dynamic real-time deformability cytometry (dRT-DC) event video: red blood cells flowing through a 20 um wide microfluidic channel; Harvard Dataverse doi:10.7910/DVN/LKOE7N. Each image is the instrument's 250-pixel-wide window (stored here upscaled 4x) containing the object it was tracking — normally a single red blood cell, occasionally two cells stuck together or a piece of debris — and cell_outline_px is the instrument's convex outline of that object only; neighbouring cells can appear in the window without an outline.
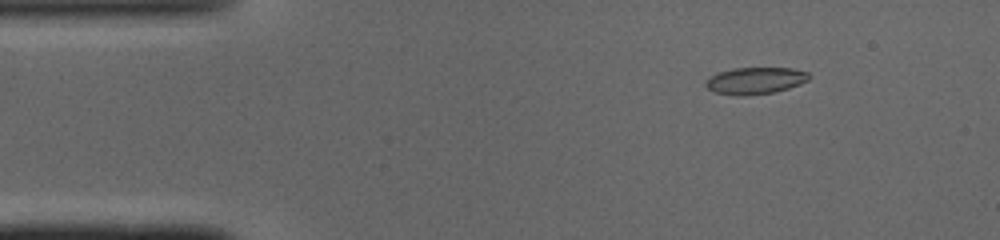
{"species": "common noctule bat (a hibernating species)", "species_latin": "Nyctalus noctula", "temperature_condition": "cold", "stored_images_in_passage": 43, "camera_frame_rate_fps": 3000, "um_per_image_px": 0.085, "animal": {"sex": "male", "body_mass_g": 19.0, "forearm_length_mm": 50.8}, "frame": {"image": 1, "passage_image": 1, "time_ms": 0.0, "image_size_px": [1000, 240], "cell_outline_px": [[812, 76], [808, 80], [800, 84], [788, 88], [772, 92], [744, 96], [736, 96], [716, 92], [708, 88], [704, 84], [704, 80], [716, 72], [732, 68], [792, 68], [808, 72]], "centroid_in_image_um": [64.17, 6.84], "position_along_channel_um": 20.8, "area_um2": 16.3}}
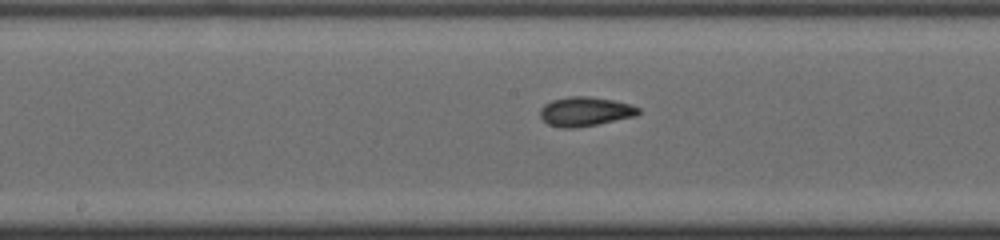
{"frame": {"image": 2, "passage_image": 19, "time_ms": 6.0, "image_size_px": [1000, 240], "cell_outline_px": [[640, 112], [636, 116], [596, 124], [572, 128], [560, 128], [548, 124], [540, 116], [540, 108], [544, 104], [552, 100], [568, 96], [588, 96], [612, 100], [628, 104], [640, 108]], "centroid_in_image_um": [49.71, 9.47], "position_along_channel_um": 198.5, "area_um2": 16.65}}
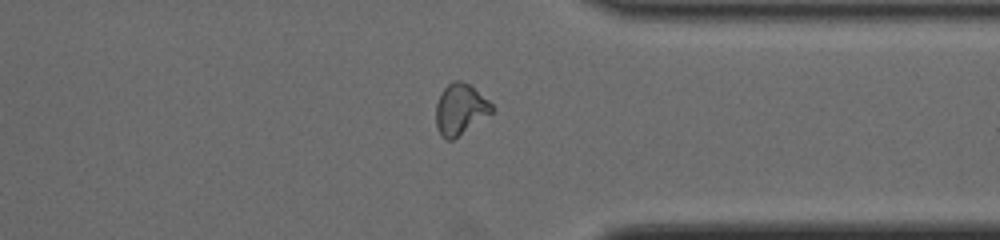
{"frame": {"image": 3, "passage_image": 32, "time_ms": 10.333, "image_size_px": [1000, 240], "cell_outline_px": [[492, 112], [452, 140], [444, 140], [440, 136], [436, 128], [436, 104], [444, 88], [448, 84], [456, 80], [460, 80], [472, 84], [492, 104]], "centroid_in_image_um": [39.1, 9.28], "position_along_channel_um": 372.3, "area_um2": 16.53}, "authors_computed_cell_mechanics": {"area_um2": 16.4152, "velocity_mm_per_s": 4.109, "shape_relaxation_time_tau1_ms": 4.7589, "shape_relaxation_time_tau2_ms": 3.3543, "deformation_change_tau1": 0.1458, "deformation_change_tau2": 0.0924}}